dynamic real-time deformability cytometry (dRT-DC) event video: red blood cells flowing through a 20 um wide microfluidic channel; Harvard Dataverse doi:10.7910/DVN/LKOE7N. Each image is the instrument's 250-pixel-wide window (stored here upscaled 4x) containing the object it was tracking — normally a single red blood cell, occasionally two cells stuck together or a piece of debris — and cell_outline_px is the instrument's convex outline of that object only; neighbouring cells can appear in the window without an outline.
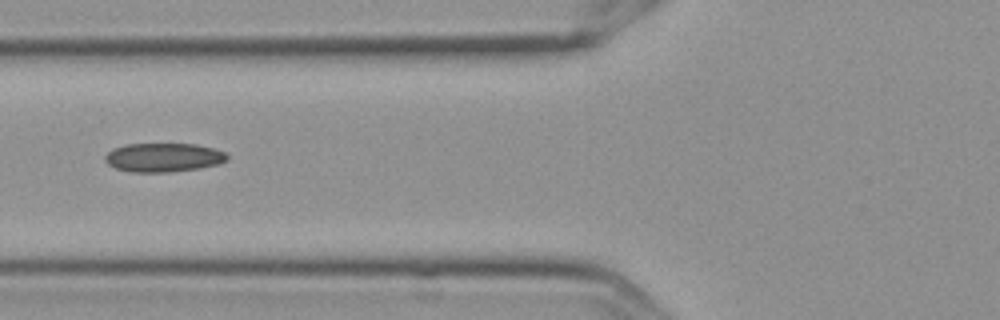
{"species": "Egyptian fruit bat (a non-hibernating species)", "species_latin": "Rousettus aegyptiacus", "temperature_condition": "cold", "stored_images_in_passage": 5, "camera_frame_rate_fps": 3000, "um_per_image_px": 0.085, "frame": {"image": 1, "passage_image": 4, "time_ms": 1.0, "image_size_px": [1000, 320], "cell_outline_px": [[228, 160], [216, 164], [200, 168], [172, 172], [132, 172], [116, 168], [108, 164], [104, 160], [104, 156], [112, 148], [124, 144], [196, 144], [212, 148], [224, 152], [228, 156]], "centroid_in_image_um": [13.86, 13.38], "position_along_channel_um": 111.9, "area_um2": 20.58}}
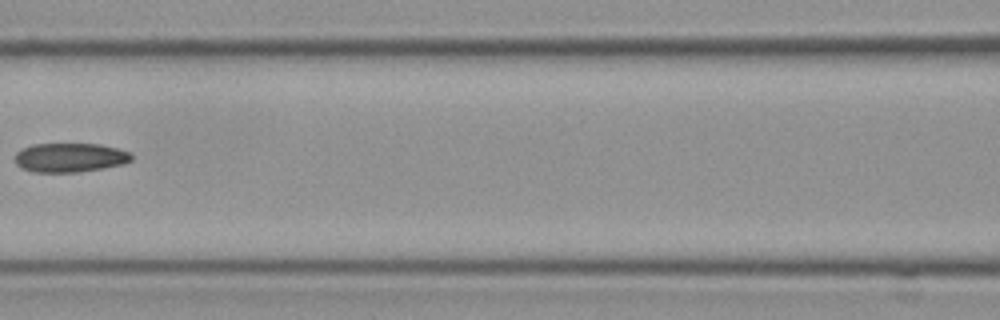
{"frame": {"image": 2, "passage_image": 5, "time_ms": 1.333, "image_size_px": [1000, 320], "cell_outline_px": [[132, 160], [124, 164], [104, 168], [80, 172], [32, 172], [16, 164], [16, 152], [32, 144], [100, 144], [132, 152]], "centroid_in_image_um": [5.99, 13.39], "position_along_channel_um": 160.6, "area_um2": 19.83}}